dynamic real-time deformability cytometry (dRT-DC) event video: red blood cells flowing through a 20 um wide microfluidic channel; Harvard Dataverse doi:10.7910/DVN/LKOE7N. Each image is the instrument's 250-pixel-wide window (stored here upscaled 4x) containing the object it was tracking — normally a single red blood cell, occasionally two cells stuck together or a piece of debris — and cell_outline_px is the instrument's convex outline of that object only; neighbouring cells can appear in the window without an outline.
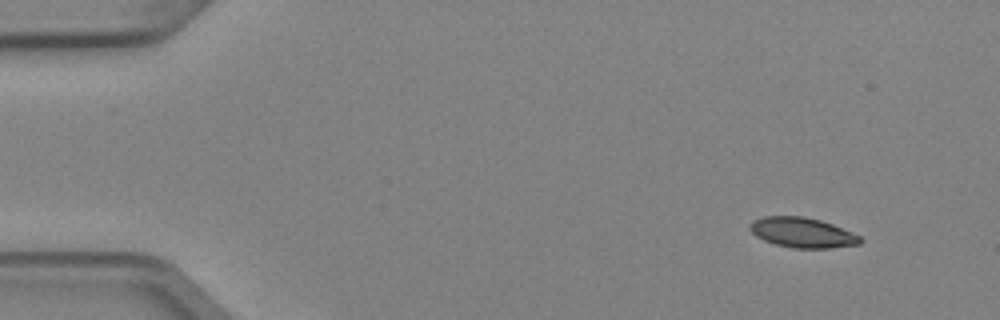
{"species": "Egyptian fruit bat (a non-hibernating species)", "species_latin": "Rousettus aegyptiacus", "temperature_condition": "cold", "stored_images_in_passage": 4, "camera_frame_rate_fps": 3000, "um_per_image_px": 0.085, "animal": {"sex": "female"}, "frame": {"image": 1, "passage_image": 1, "time_ms": 0.0, "image_size_px": [1000, 320], "cell_outline_px": [[864, 240], [860, 244], [828, 248], [792, 248], [776, 244], [764, 240], [756, 236], [748, 228], [748, 224], [752, 220], [764, 216], [804, 216], [820, 220], [832, 224], [860, 236]], "centroid_in_image_um": [68.17, 19.76], "position_along_channel_um": 16.8, "area_um2": 19.36}}
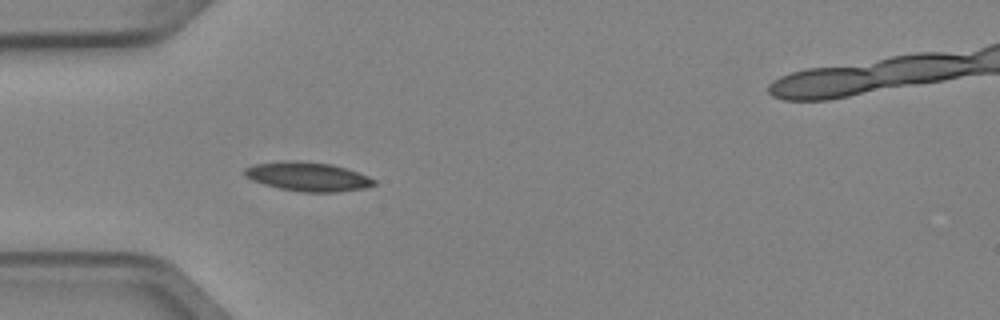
{"frame": {"image": 2, "passage_image": 4, "time_ms": 1.0, "image_size_px": [1000, 320], "cell_outline_px": [[376, 184], [364, 188], [336, 192], [304, 192], [280, 188], [264, 184], [252, 180], [244, 176], [244, 168], [252, 164], [284, 160], [300, 160], [332, 164], [368, 176], [376, 180]], "centroid_in_image_um": [26.12, 14.99], "position_along_channel_um": 58.9, "area_um2": 21.96}}